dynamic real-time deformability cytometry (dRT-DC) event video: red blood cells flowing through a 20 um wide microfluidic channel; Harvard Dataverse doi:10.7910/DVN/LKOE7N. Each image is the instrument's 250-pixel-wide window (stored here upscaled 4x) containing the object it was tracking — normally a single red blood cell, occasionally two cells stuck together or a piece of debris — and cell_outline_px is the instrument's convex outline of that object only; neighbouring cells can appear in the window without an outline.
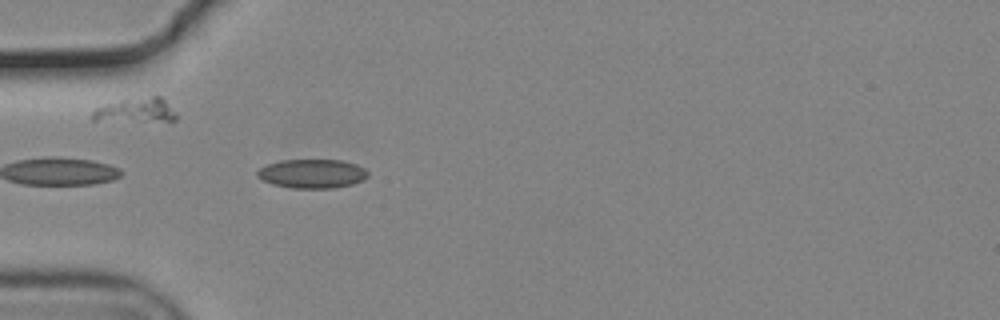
{"species": "common noctule bat (a hibernating species)", "species_latin": "Nyctalus noctula", "temperature_condition": "cold", "stored_images_in_passage": 6, "camera_frame_rate_fps": 3000, "um_per_image_px": 0.085, "animal": {"sex": "male", "body_mass_g": 19.2, "forearm_length_mm": 51.8}, "frame": {"image": 1, "passage_image": 2, "time_ms": 0.333, "image_size_px": [1000, 320], "cell_outline_px": [[368, 176], [352, 184], [332, 188], [292, 188], [272, 184], [256, 176], [256, 172], [260, 168], [268, 164], [280, 160], [340, 160], [356, 164], [364, 168], [368, 172]], "centroid_in_image_um": [26.51, 14.76], "position_along_channel_um": 58.5, "area_um2": 18.55}}